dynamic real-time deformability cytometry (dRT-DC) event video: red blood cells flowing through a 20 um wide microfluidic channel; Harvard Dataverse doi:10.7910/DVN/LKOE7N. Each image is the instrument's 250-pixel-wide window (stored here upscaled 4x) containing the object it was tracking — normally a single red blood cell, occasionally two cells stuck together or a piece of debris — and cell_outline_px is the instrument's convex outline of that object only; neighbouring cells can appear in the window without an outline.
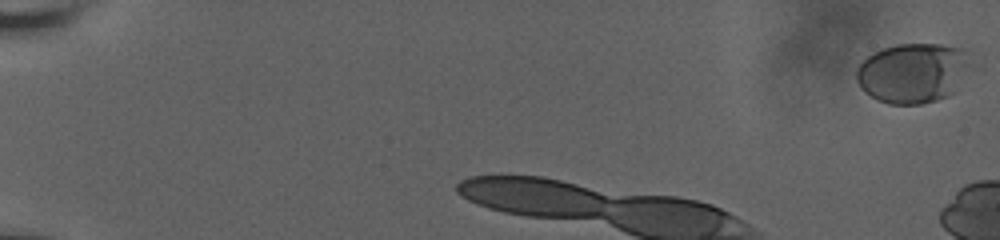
{"species": "human", "species_latin": "Homo sapiens", "temperature_condition": "room temperature", "stored_images_in_passage": 41, "camera_frame_rate_fps": 3000, "um_per_image_px": 0.085, "donor": {"sex": "male"}, "frame": {"image": 1, "passage_image": 1, "time_ms": 0.0, "image_size_px": [1000, 240], "cell_outline_px": [[984, 56], [980, 64], [948, 96], [936, 100], [920, 104], [888, 104], [876, 100], [864, 92], [860, 88], [856, 80], [856, 68], [872, 52], [880, 48], [896, 44], [944, 44], [960, 48]], "centroid_in_image_um": [77.78, 6.16], "position_along_channel_um": 7.2, "area_um2": 42.02}}
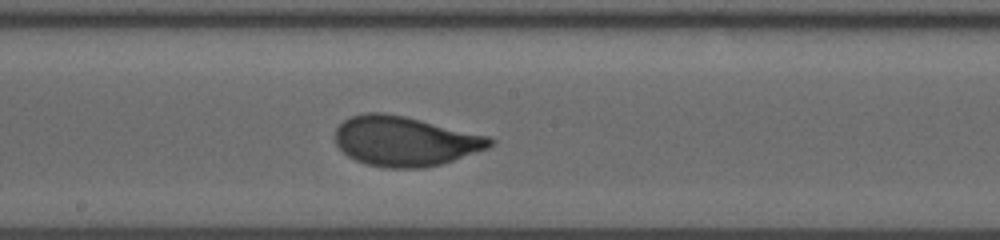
{"frame": {"image": 2, "passage_image": 25, "time_ms": 8.0, "image_size_px": [1000, 240], "cell_outline_px": [[496, 140], [488, 148], [440, 164], [424, 168], [388, 168], [364, 164], [348, 156], [336, 144], [336, 128], [344, 120], [352, 116], [364, 112], [384, 112], [404, 116], [488, 136]], "centroid_in_image_um": [34.4, 12.0], "position_along_channel_um": 213.8, "area_um2": 44.62}}
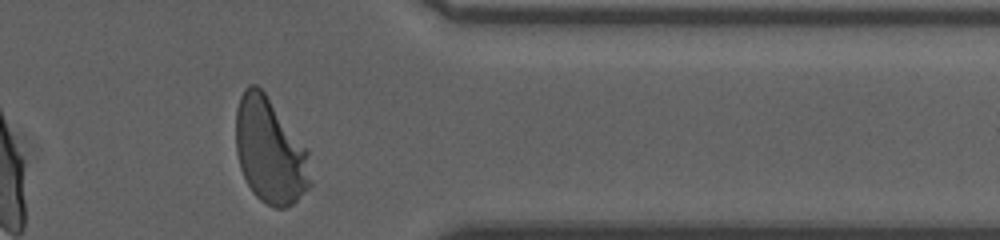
{"frame": {"image": 3, "passage_image": 40, "time_ms": 13.0, "image_size_px": [1000, 240], "cell_outline_px": [[312, 184], [292, 204], [284, 208], [276, 208], [260, 200], [252, 192], [240, 168], [236, 152], [236, 108], [240, 96], [244, 88], [248, 84], [256, 84], [264, 92], [308, 148], [312, 180]], "centroid_in_image_um": [22.96, 12.82], "position_along_channel_um": 388.4, "area_um2": 46.18}, "authors_computed_cell_mechanics": {"area_um2": 44.2748, "velocity_mm_per_s": 3.6584, "shape_relaxation_time_tau1_ms": 3.7289, "shape_relaxation_time_tau2_ms": null, "deformation_change_tau1": 0.1649, "deformation_change_tau2": null}}